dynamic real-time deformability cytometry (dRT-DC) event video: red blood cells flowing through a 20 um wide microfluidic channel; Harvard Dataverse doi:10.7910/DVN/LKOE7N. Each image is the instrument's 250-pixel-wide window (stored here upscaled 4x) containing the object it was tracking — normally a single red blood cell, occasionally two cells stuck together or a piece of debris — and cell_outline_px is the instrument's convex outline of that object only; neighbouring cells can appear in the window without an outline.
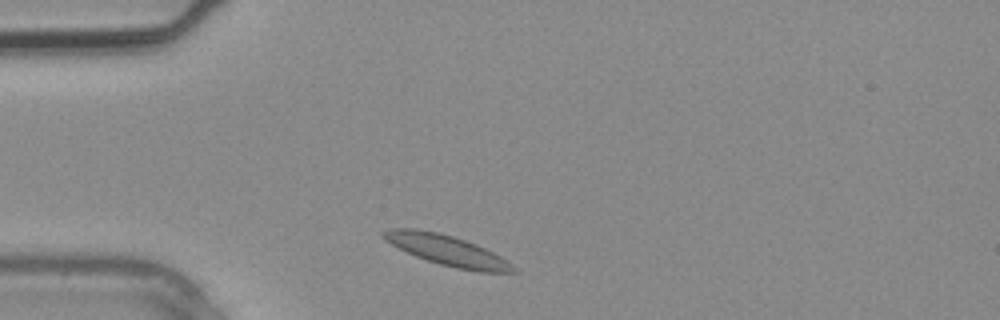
{"species": "common noctule bat (a hibernating species)", "species_latin": "Nyctalus noctula", "temperature_condition": "warm", "stored_images_in_passage": 1, "camera_frame_rate_fps": 3000, "um_per_image_px": 0.085, "animal": {"sex": "male", "body_mass_g": 20.4}, "frame": {"image": 1, "passage_image": 1, "time_ms": 0.0, "image_size_px": [1000, 320], "cell_outline_px": [[516, 272], [476, 272], [456, 268], [440, 264], [416, 256], [384, 240], [380, 236], [380, 232], [388, 228], [416, 228], [436, 232], [452, 236], [476, 244], [508, 260], [516, 268]], "centroid_in_image_um": [37.98, 21.27], "position_along_channel_um": 47.0, "area_um2": 22.83}}